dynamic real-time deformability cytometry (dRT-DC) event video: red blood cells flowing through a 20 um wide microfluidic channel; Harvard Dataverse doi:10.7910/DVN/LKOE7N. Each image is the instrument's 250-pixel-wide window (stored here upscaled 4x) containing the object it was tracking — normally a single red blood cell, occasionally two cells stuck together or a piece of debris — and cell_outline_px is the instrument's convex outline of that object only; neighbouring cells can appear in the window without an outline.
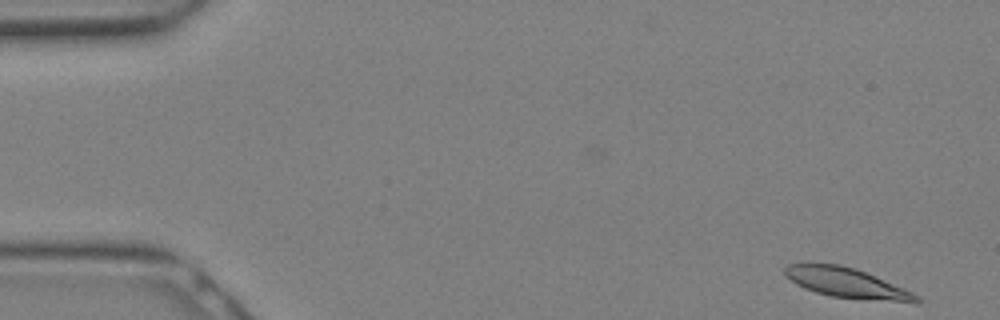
{"species": "Egyptian fruit bat (a non-hibernating species)", "species_latin": "Rousettus aegyptiacus", "temperature_condition": "warm", "stored_images_in_passage": 9, "camera_frame_rate_fps": 3000, "um_per_image_px": 0.085, "animal": {"sex": "female"}, "frame": {"image": 1, "passage_image": 1, "time_ms": 0.0, "image_size_px": [1000, 320], "cell_outline_px": [[920, 304], [916, 304], [828, 296], [804, 288], [796, 284], [784, 276], [784, 268], [788, 264], [840, 264], [864, 272], [912, 292], [920, 300]], "centroid_in_image_um": [71.96, 24.08], "position_along_channel_um": 13.0, "area_um2": 22.72}}
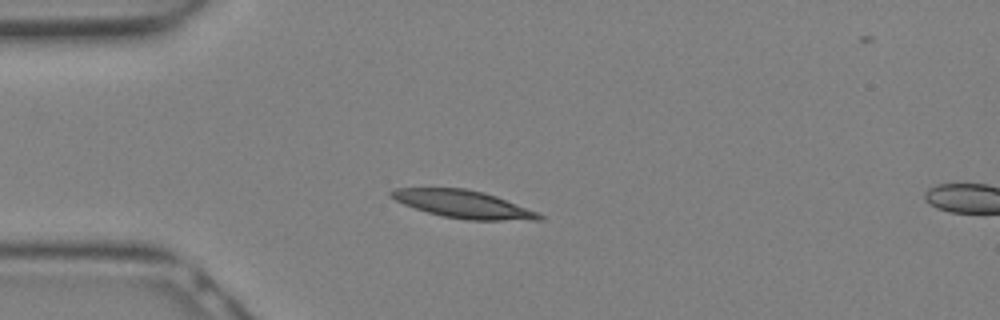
{"frame": {"image": 2, "passage_image": 7, "time_ms": 2.0, "image_size_px": [1000, 320], "cell_outline_px": [[544, 220], [468, 220], [444, 216], [428, 212], [404, 204], [388, 196], [388, 192], [392, 188], [464, 188], [484, 192], [496, 196], [536, 212], [544, 216]], "centroid_in_image_um": [39.35, 17.35], "position_along_channel_um": 45.7, "area_um2": 23.64}}